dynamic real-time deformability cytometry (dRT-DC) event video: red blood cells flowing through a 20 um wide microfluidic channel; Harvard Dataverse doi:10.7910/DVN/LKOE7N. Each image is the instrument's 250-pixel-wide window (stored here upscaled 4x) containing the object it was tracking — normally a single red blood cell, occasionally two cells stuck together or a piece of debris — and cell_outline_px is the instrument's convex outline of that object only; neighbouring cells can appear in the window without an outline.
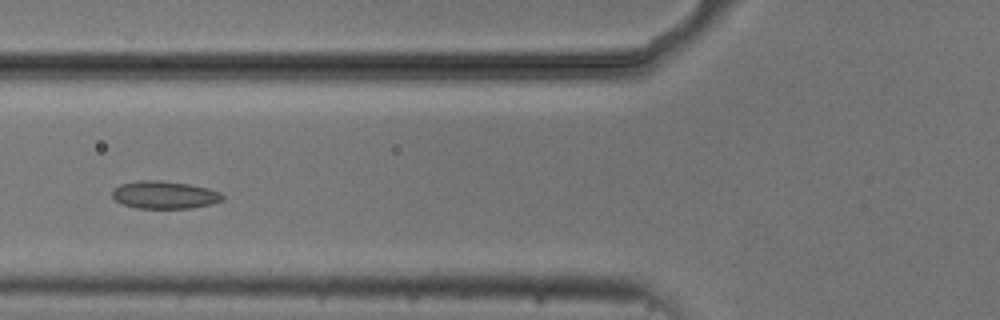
{"species": "common noctule bat (a hibernating species)", "species_latin": "Nyctalus noctula", "temperature_condition": "cold", "stored_images_in_passage": 6, "camera_frame_rate_fps": 3000, "um_per_image_px": 0.085, "animal": {"sex": "male", "body_mass_g": 20.5, "forearm_length_mm": 52.5}, "frame": {"image": 1, "passage_image": 5, "time_ms": 5.333, "image_size_px": [1000, 320], "cell_outline_px": [[224, 200], [212, 204], [192, 208], [136, 208], [124, 204], [116, 200], [112, 196], [112, 192], [120, 184], [136, 180], [160, 180], [188, 184], [208, 188], [220, 192], [224, 196]], "centroid_in_image_um": [14.01, 16.56], "position_along_channel_um": 111.8, "area_um2": 17.8}}
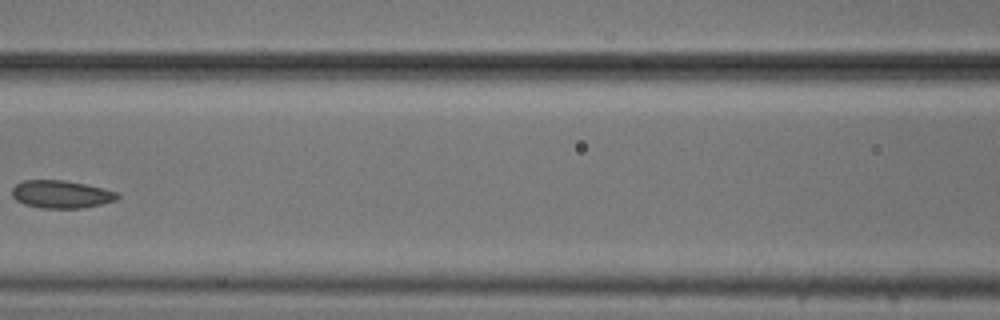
{"frame": {"image": 2, "passage_image": 6, "time_ms": 6.667, "image_size_px": [1000, 320], "cell_outline_px": [[120, 196], [116, 200], [100, 204], [80, 208], [40, 208], [24, 204], [16, 200], [12, 196], [12, 188], [16, 184], [24, 180], [64, 180], [104, 188], [116, 192]], "centroid_in_image_um": [5.18, 16.51], "position_along_channel_um": 161.4, "area_um2": 16.99}}